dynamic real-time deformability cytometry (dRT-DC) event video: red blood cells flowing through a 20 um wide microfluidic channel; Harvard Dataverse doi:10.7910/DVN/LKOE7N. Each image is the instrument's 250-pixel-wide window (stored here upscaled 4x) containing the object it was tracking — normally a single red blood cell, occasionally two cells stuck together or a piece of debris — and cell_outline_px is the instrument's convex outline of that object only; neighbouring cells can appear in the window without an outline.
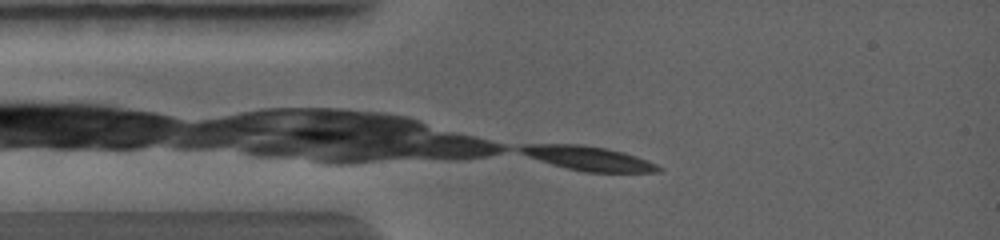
{"species": "common noctule bat (a hibernating species)", "species_latin": "Nyctalus noctula", "temperature_condition": "warm", "stored_images_in_passage": 2, "camera_frame_rate_fps": 5000, "um_per_image_px": 0.085, "animal": {"sex": "female", "body_mass_g": 19.0, "forearm_length_mm": 56.7}, "frame": {"image": 1, "passage_image": 1, "time_ms": 0.0, "image_size_px": [1000, 240], "cell_outline_px": [[660, 172], [584, 172], [564, 168], [528, 156], [520, 152], [516, 148], [552, 144], [556, 144], [600, 148], [632, 156], [644, 160], [660, 168]], "centroid_in_image_um": [49.98, 13.51], "position_along_channel_um": 35.0, "area_um2": 18.03}}